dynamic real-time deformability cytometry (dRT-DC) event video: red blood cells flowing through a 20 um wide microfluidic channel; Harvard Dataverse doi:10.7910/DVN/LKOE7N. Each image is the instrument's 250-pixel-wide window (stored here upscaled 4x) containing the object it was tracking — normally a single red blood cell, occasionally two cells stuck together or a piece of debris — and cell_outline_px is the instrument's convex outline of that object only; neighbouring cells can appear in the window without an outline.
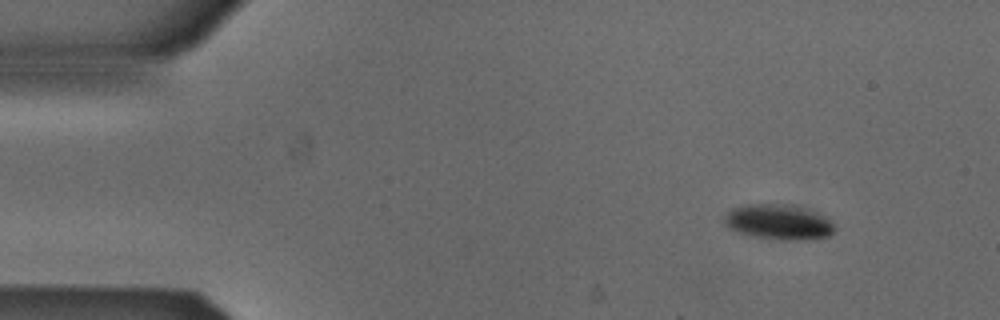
{"species": "Egyptian fruit bat (a non-hibernating species)", "species_latin": "Rousettus aegyptiacus", "temperature_condition": "cold", "stored_images_in_passage": 5, "segment_of_instrument_passage": [2, 2], "camera_frame_rate_fps": 3000, "um_per_image_px": 0.085, "animal": {"sex": "male"}, "frame": {"image": 1, "passage_image": 5, "time_ms": 1.333, "image_size_px": [1000, 320], "cell_outline_px": [[836, 228], [828, 236], [816, 240], [780, 240], [748, 236], [728, 228], [724, 224], [724, 216], [732, 208], [748, 204], [792, 204], [824, 216]], "centroid_in_image_um": [66.15, 18.89], "position_along_channel_um": 18.9, "area_um2": 22.83}}